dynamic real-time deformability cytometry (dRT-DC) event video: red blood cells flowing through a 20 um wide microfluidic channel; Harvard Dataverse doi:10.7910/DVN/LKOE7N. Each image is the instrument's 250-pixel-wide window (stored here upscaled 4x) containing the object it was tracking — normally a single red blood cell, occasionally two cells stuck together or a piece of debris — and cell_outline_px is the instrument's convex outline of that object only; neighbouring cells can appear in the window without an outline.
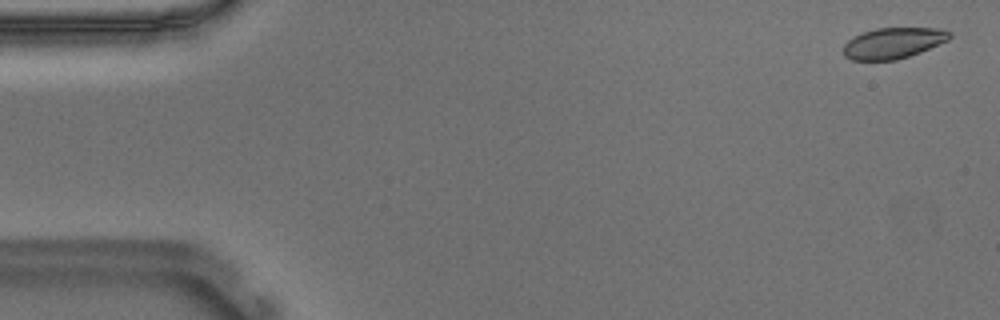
{"species": "Egyptian fruit bat (a non-hibernating species)", "species_latin": "Rousettus aegyptiacus", "temperature_condition": "warm", "stored_images_in_passage": 55, "camera_frame_rate_fps": 3000, "um_per_image_px": 0.085, "animal": {"sex": "male"}, "frame": {"image": 1, "passage_image": 2, "time_ms": 0.333, "image_size_px": [1000, 320], "cell_outline_px": [[952, 36], [948, 40], [920, 52], [896, 60], [852, 60], [844, 56], [844, 44], [852, 36], [876, 28], [944, 28], [952, 32]], "centroid_in_image_um": [75.94, 3.65], "position_along_channel_um": 9.1, "area_um2": 19.19}}
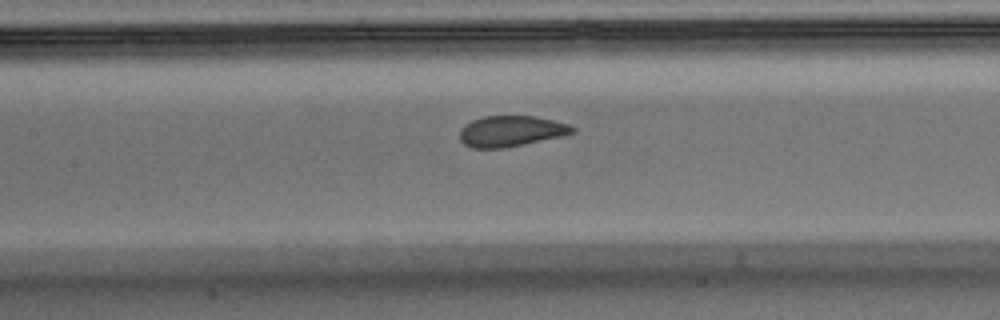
{"frame": {"image": 2, "passage_image": 25, "time_ms": 8.0, "image_size_px": [1000, 320], "cell_outline_px": [[576, 132], [564, 136], [504, 148], [472, 148], [464, 144], [460, 140], [460, 128], [464, 124], [472, 120], [484, 116], [536, 116], [568, 124], [576, 128]], "centroid_in_image_um": [43.44, 11.15], "position_along_channel_um": 164.0, "area_um2": 20.4}}
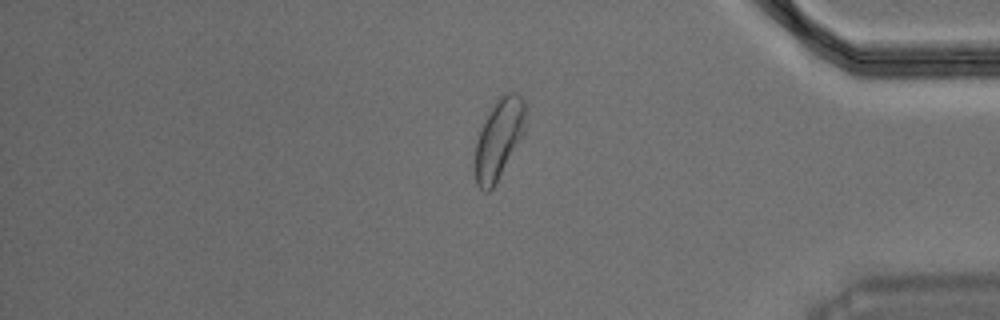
{"frame": {"image": 3, "passage_image": 46, "time_ms": 15.0, "image_size_px": [1000, 320], "cell_outline_px": [[524, 132], [492, 188], [488, 192], [484, 192], [476, 184], [476, 140], [480, 128], [496, 100], [504, 92], [516, 92], [524, 100]], "centroid_in_image_um": [42.38, 11.76], "position_along_channel_um": 392.8, "area_um2": 22.77}, "authors_computed_cell_mechanics": {"area_um2": 21.1548, "velocity_mm_per_s": 3.6706, "shape_relaxation_time_tau1_ms": 3.7956, "shape_relaxation_time_tau2_ms": null, "deformation_change_tau1": 0.1069, "deformation_change_tau2": null}}